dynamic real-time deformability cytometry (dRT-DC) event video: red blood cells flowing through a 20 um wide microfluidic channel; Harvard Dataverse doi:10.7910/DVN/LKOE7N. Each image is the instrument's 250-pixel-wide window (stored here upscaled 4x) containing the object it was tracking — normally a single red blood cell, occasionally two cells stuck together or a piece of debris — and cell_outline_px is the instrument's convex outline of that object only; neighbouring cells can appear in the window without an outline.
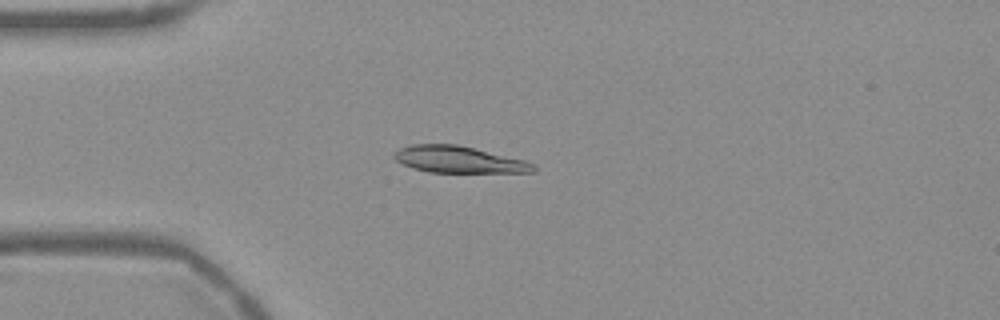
{"species": "Egyptian fruit bat (a non-hibernating species)", "species_latin": "Rousettus aegyptiacus", "temperature_condition": "warm", "stored_images_in_passage": 53, "camera_frame_rate_fps": 3000, "um_per_image_px": 0.085, "frame": {"image": 1, "passage_image": 13, "time_ms": 4.0, "image_size_px": [1000, 320], "cell_outline_px": [[536, 172], [428, 172], [412, 168], [396, 160], [392, 156], [400, 148], [412, 144], [456, 144], [524, 160], [536, 164]], "centroid_in_image_um": [39.0, 13.56], "position_along_channel_um": 46.0, "area_um2": 21.44}}
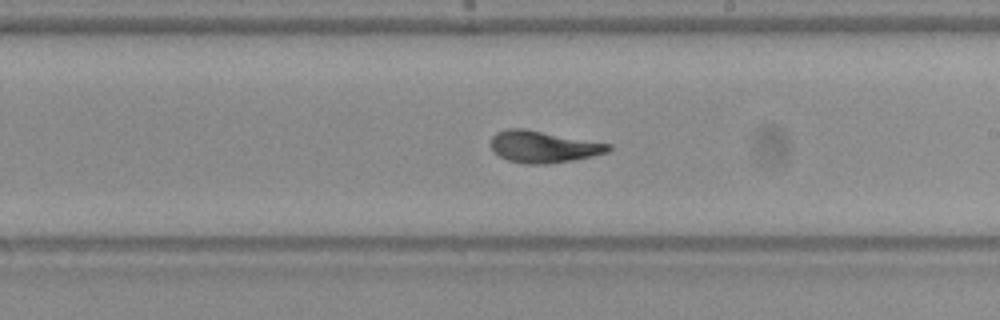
{"frame": {"image": 2, "passage_image": 30, "time_ms": 9.667, "image_size_px": [1000, 320], "cell_outline_px": [[612, 148], [608, 152], [592, 156], [572, 160], [548, 164], [524, 164], [508, 160], [500, 156], [492, 148], [492, 136], [496, 132], [508, 128], [524, 128], [612, 144]], "centroid_in_image_um": [46.21, 12.47], "position_along_channel_um": 242.8, "area_um2": 21.73}}
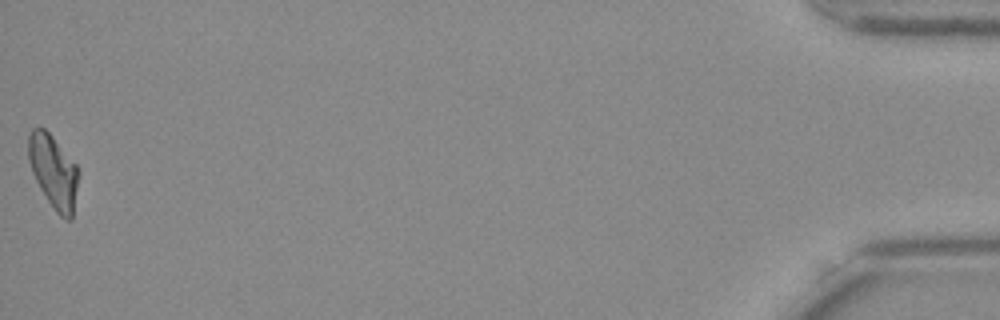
{"frame": {"image": 3, "passage_image": 53, "time_ms": 17.333, "image_size_px": [1000, 320], "cell_outline_px": [[80, 172], [72, 220], [68, 220], [60, 216], [56, 212], [40, 188], [32, 172], [28, 160], [28, 136], [32, 128], [44, 128], [52, 136], [76, 164]], "centroid_in_image_um": [4.56, 14.59], "position_along_channel_um": 430.6, "area_um2": 21.39}, "authors_computed_cell_mechanics": {"area_um2": 21.7328, "velocity_mm_per_s": 3.7527, "shape_relaxation_time_tau1_ms": 5.5472, "shape_relaxation_time_tau2_ms": 1.0689, "deformation_change_tau1": 0.1944, "deformation_change_tau2": 0.0557}}